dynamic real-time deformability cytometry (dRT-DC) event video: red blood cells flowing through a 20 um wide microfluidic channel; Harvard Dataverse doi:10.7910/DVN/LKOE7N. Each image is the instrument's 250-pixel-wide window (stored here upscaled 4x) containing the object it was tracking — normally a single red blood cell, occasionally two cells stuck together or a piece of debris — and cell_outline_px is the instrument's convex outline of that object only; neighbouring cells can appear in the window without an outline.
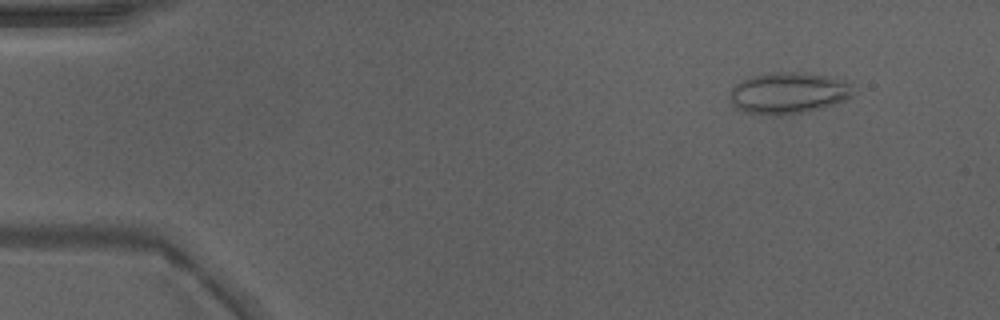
{"species": "Egyptian fruit bat (a non-hibernating species)", "species_latin": "Rousettus aegyptiacus", "temperature_condition": "warm", "stored_images_in_passage": 48, "camera_frame_rate_fps": 3000, "um_per_image_px": 0.085, "animal": {"sex": "male"}, "frame": {"image": 1, "passage_image": 5, "time_ms": 1.333, "image_size_px": [1000, 320], "cell_outline_px": [[856, 84], [852, 96], [844, 100], [808, 112], [780, 116], [772, 116], [744, 112], [736, 108], [732, 104], [732, 88], [740, 80], [752, 76], [772, 72], [796, 72], [852, 80]], "centroid_in_image_um": [67.07, 7.91], "position_along_channel_um": 17.9, "area_um2": 30.17}}
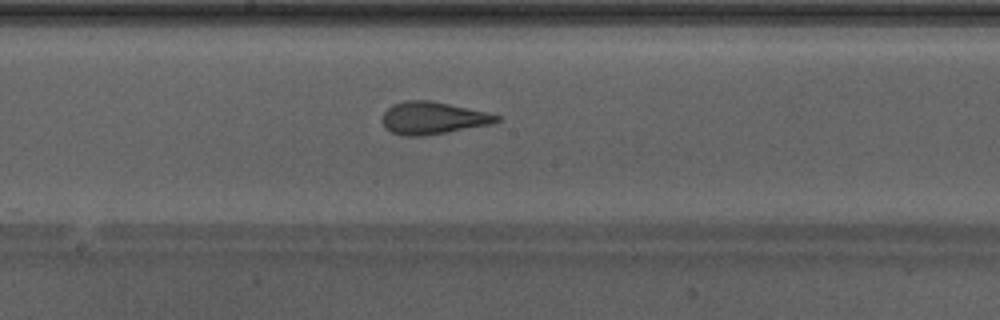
{"frame": {"image": 2, "passage_image": 26, "time_ms": 8.333, "image_size_px": [1000, 320], "cell_outline_px": [[500, 120], [492, 124], [424, 136], [404, 136], [392, 132], [384, 128], [380, 120], [384, 112], [392, 104], [408, 100], [432, 100], [484, 112], [500, 116]], "centroid_in_image_um": [36.73, 10.04], "position_along_channel_um": 211.5, "area_um2": 21.56}}
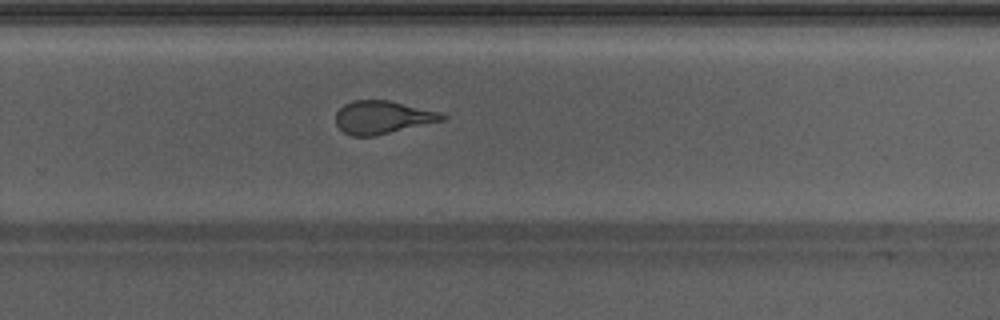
{"frame": {"image": 3, "passage_image": 32, "time_ms": 10.333, "image_size_px": [1000, 320], "cell_outline_px": [[448, 116], [444, 120], [376, 136], [352, 136], [344, 132], [336, 124], [336, 112], [344, 104], [352, 100], [388, 100], [436, 112]], "centroid_in_image_um": [32.46, 9.98], "position_along_channel_um": 297.3, "area_um2": 20.23}, "authors_computed_cell_mechanics": {"area_um2": 22.7154, "velocity_mm_per_s": 4.32, "shape_relaxation_time_tau1_ms": 5.7041, "shape_relaxation_time_tau2_ms": 1.3825, "deformation_change_tau1": 0.2076, "deformation_change_tau2": 0.0942}}